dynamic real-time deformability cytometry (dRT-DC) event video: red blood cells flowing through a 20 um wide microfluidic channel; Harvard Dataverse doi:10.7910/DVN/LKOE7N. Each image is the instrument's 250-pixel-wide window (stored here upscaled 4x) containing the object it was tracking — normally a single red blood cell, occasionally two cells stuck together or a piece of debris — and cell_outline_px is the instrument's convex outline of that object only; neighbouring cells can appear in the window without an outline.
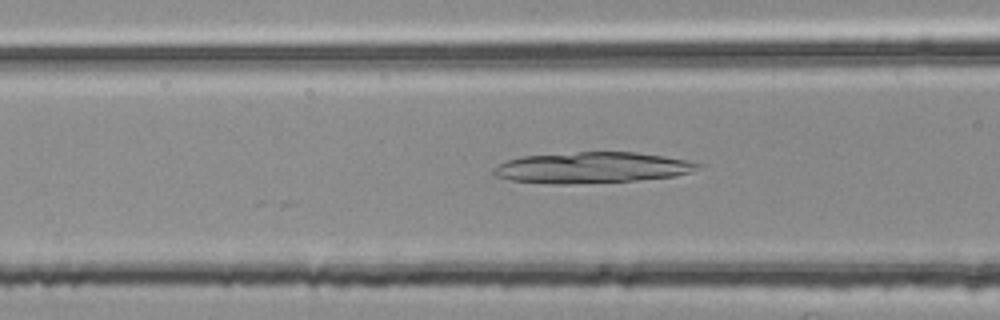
{"species": "common noctule bat (a hibernating species)", "species_latin": "Nyctalus noctula", "temperature_condition": "room temperature", "stored_images_in_passage": 34, "camera_frame_rate_fps": 3000, "um_per_image_px": 0.085, "animal": {"sex": "female", "body_mass_g": 25.1}, "frame": {"image": 1, "passage_image": 8, "time_ms": 2.333, "image_size_px": [1000, 320], "cell_outline_px": [[700, 168], [692, 172], [672, 176], [636, 180], [564, 184], [552, 184], [512, 180], [492, 176], [492, 168], [508, 160], [520, 156], [580, 152], [636, 152], [664, 156], [684, 160], [700, 164]], "centroid_in_image_um": [50.26, 14.24], "position_along_channel_um": 116.3, "area_um2": 36.59}}